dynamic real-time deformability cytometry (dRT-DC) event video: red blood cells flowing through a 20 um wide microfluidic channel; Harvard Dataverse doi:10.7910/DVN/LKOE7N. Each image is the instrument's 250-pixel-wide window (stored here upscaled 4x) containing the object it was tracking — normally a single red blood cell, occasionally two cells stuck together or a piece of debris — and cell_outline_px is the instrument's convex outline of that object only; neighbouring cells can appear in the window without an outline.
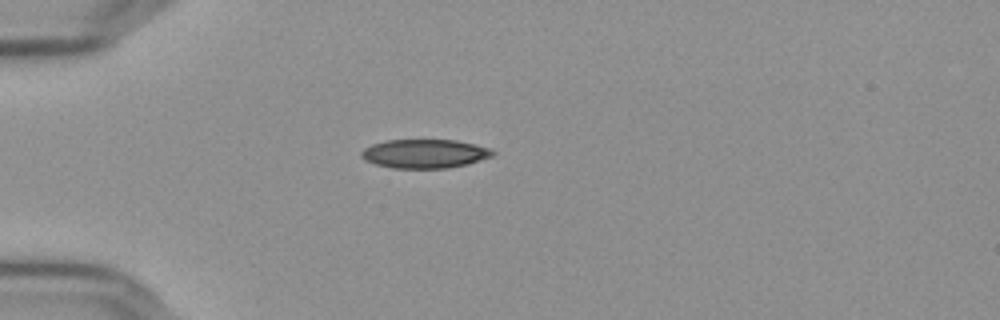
{"species": "Egyptian fruit bat (a non-hibernating species)", "species_latin": "Rousettus aegyptiacus", "temperature_condition": "cold", "stored_images_in_passage": 41, "camera_frame_rate_fps": 3000, "um_per_image_px": 0.085, "frame": {"image": 1, "passage_image": 1, "time_ms": 0.0, "image_size_px": [1000, 320], "cell_outline_px": [[496, 152], [492, 156], [468, 164], [448, 168], [392, 168], [376, 164], [364, 160], [360, 156], [360, 152], [364, 148], [372, 144], [388, 140], [456, 140], [476, 144], [488, 148]], "centroid_in_image_um": [36.09, 13.06], "position_along_channel_um": 48.9, "area_um2": 22.14}}
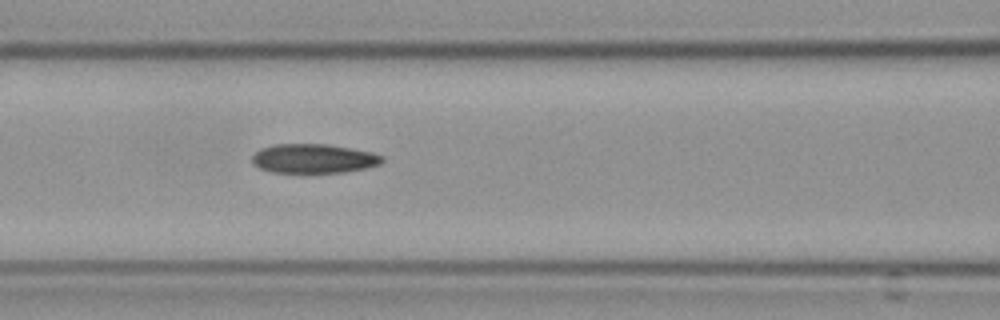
{"frame": {"image": 2, "passage_image": 10, "time_ms": 3.0, "image_size_px": [1000, 320], "cell_outline_px": [[384, 160], [380, 164], [364, 168], [344, 172], [272, 172], [260, 168], [252, 164], [252, 156], [260, 148], [272, 144], [328, 144], [372, 152], [384, 156]], "centroid_in_image_um": [26.64, 13.46], "position_along_channel_um": 140.0, "area_um2": 22.14}}
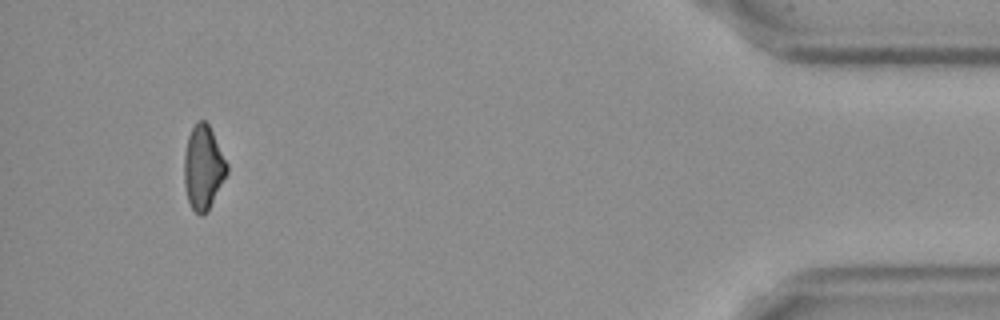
{"frame": {"image": 3, "passage_image": 38, "time_ms": 12.333, "image_size_px": [1000, 320], "cell_outline_px": [[228, 172], [208, 212], [200, 216], [192, 208], [188, 200], [184, 184], [184, 156], [188, 136], [192, 128], [200, 120], [204, 120], [208, 124], [228, 164]], "centroid_in_image_um": [17.28, 14.27], "position_along_channel_um": 417.9, "area_um2": 20.81}, "authors_computed_cell_mechanics": {"area_um2": 22.4264, "velocity_mm_per_s": 3.6552, "shape_relaxation_time_tau1_ms": null, "shape_relaxation_time_tau2_ms": 5.0048, "deformation_change_tau1": null, "deformation_change_tau2": 0.1188}}